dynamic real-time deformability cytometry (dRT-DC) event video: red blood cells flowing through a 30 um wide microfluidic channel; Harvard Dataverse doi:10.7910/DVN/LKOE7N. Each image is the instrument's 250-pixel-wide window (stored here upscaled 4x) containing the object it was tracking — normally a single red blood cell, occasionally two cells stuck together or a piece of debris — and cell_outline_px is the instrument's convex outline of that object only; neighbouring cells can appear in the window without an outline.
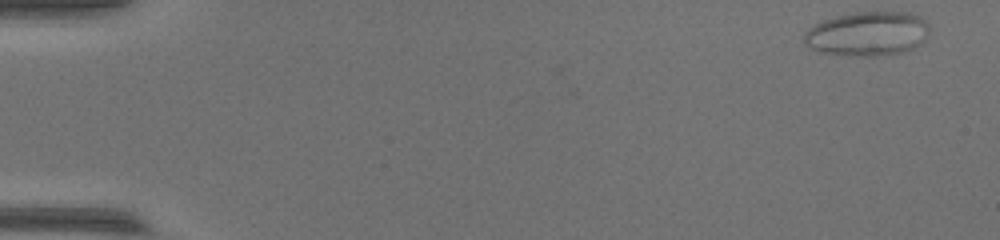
{"species": "common noctule bat (a hibernating species)", "species_latin": "Nyctalus noctula", "temperature_condition": "warm", "stored_images_in_passage": 53, "camera_frame_rate_fps": 3000, "um_per_image_px": 0.085, "animal": {"sex": "female", "body_mass_g": 17.0, "forearm_length_mm": 48.0}, "frame": {"image": 1, "passage_image": 1, "time_ms": 0.0, "image_size_px": [1000, 240], "cell_outline_px": [[928, 36], [920, 44], [912, 48], [900, 52], [872, 56], [856, 56], [820, 52], [804, 44], [804, 32], [808, 28], [820, 20], [836, 16], [856, 12], [908, 12], [920, 16], [928, 24]], "centroid_in_image_um": [73.71, 2.85], "position_along_channel_um": 11.3, "area_um2": 32.37}}
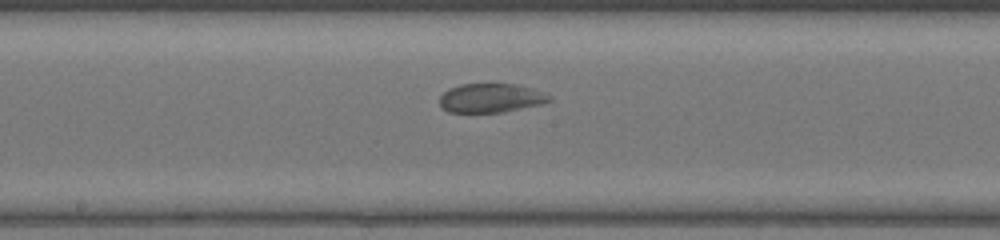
{"frame": {"image": 2, "passage_image": 28, "time_ms": 9.0, "image_size_px": [1000, 240], "cell_outline_px": [[552, 100], [540, 104], [504, 112], [448, 112], [440, 108], [440, 96], [448, 88], [460, 84], [520, 84], [544, 92], [552, 96]], "centroid_in_image_um": [41.72, 8.32], "position_along_channel_um": 206.5, "area_um2": 18.73}}
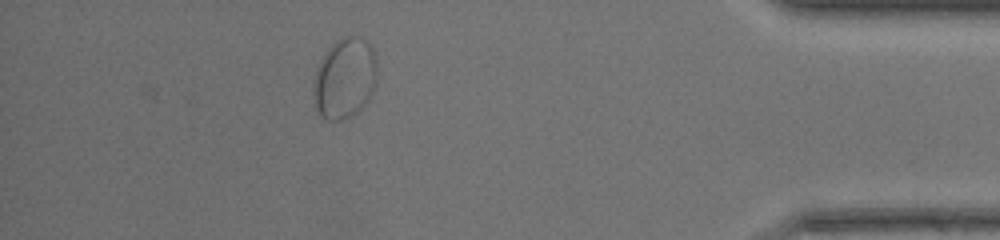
{"frame": {"image": 3, "passage_image": 47, "time_ms": 15.333, "image_size_px": [1000, 240], "cell_outline_px": [[376, 84], [368, 100], [356, 112], [344, 120], [324, 120], [312, 108], [312, 84], [316, 68], [320, 60], [328, 48], [340, 36], [356, 36], [364, 40], [372, 48], [376, 56]], "centroid_in_image_um": [29.24, 6.68], "position_along_channel_um": 406.0, "area_um2": 30.58}}